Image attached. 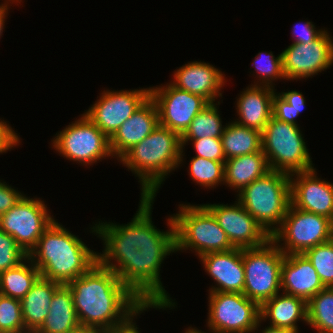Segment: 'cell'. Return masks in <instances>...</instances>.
<instances>
[{"mask_svg":"<svg viewBox=\"0 0 333 333\" xmlns=\"http://www.w3.org/2000/svg\"><path fill=\"white\" fill-rule=\"evenodd\" d=\"M154 199L141 196L131 222L120 225L99 221L91 231L105 245L103 253H98V261L112 270L140 302L176 306L160 281L161 264L170 253L177 252L175 222L171 215L167 219L170 228L167 231L153 225Z\"/></svg>","mask_w":333,"mask_h":333,"instance_id":"cell-1","label":"cell"},{"mask_svg":"<svg viewBox=\"0 0 333 333\" xmlns=\"http://www.w3.org/2000/svg\"><path fill=\"white\" fill-rule=\"evenodd\" d=\"M66 285L72 292L80 325L101 333L124 325L132 316L137 317L147 309L175 308L144 305L112 270L99 261Z\"/></svg>","mask_w":333,"mask_h":333,"instance_id":"cell-2","label":"cell"},{"mask_svg":"<svg viewBox=\"0 0 333 333\" xmlns=\"http://www.w3.org/2000/svg\"><path fill=\"white\" fill-rule=\"evenodd\" d=\"M28 258L41 277L66 285L98 262V253L54 220L38 239Z\"/></svg>","mask_w":333,"mask_h":333,"instance_id":"cell-3","label":"cell"},{"mask_svg":"<svg viewBox=\"0 0 333 333\" xmlns=\"http://www.w3.org/2000/svg\"><path fill=\"white\" fill-rule=\"evenodd\" d=\"M183 152L181 136L159 125L119 161L140 179L141 196L155 197L166 176L183 162Z\"/></svg>","mask_w":333,"mask_h":333,"instance_id":"cell-4","label":"cell"},{"mask_svg":"<svg viewBox=\"0 0 333 333\" xmlns=\"http://www.w3.org/2000/svg\"><path fill=\"white\" fill-rule=\"evenodd\" d=\"M237 196L236 200L271 236L280 227L291 204L290 175L270 170Z\"/></svg>","mask_w":333,"mask_h":333,"instance_id":"cell-5","label":"cell"},{"mask_svg":"<svg viewBox=\"0 0 333 333\" xmlns=\"http://www.w3.org/2000/svg\"><path fill=\"white\" fill-rule=\"evenodd\" d=\"M172 215L176 229V251L195 250L202 255L233 249L213 213L203 205L180 204Z\"/></svg>","mask_w":333,"mask_h":333,"instance_id":"cell-6","label":"cell"},{"mask_svg":"<svg viewBox=\"0 0 333 333\" xmlns=\"http://www.w3.org/2000/svg\"><path fill=\"white\" fill-rule=\"evenodd\" d=\"M261 140L262 151L271 170L291 175L314 168L298 125L272 116L261 132Z\"/></svg>","mask_w":333,"mask_h":333,"instance_id":"cell-7","label":"cell"},{"mask_svg":"<svg viewBox=\"0 0 333 333\" xmlns=\"http://www.w3.org/2000/svg\"><path fill=\"white\" fill-rule=\"evenodd\" d=\"M285 254L271 239L263 246L242 249L244 295L260 306L281 291V266Z\"/></svg>","mask_w":333,"mask_h":333,"instance_id":"cell-8","label":"cell"},{"mask_svg":"<svg viewBox=\"0 0 333 333\" xmlns=\"http://www.w3.org/2000/svg\"><path fill=\"white\" fill-rule=\"evenodd\" d=\"M332 238L333 221L331 219L297 209L291 204L280 227L271 235V240L285 255L304 254L308 249ZM282 241L284 242L281 243Z\"/></svg>","mask_w":333,"mask_h":333,"instance_id":"cell-9","label":"cell"},{"mask_svg":"<svg viewBox=\"0 0 333 333\" xmlns=\"http://www.w3.org/2000/svg\"><path fill=\"white\" fill-rule=\"evenodd\" d=\"M207 327L213 333H250L261 326L260 305L243 293L209 292Z\"/></svg>","mask_w":333,"mask_h":333,"instance_id":"cell-10","label":"cell"},{"mask_svg":"<svg viewBox=\"0 0 333 333\" xmlns=\"http://www.w3.org/2000/svg\"><path fill=\"white\" fill-rule=\"evenodd\" d=\"M56 135L52 139L53 148L70 161L89 166L113 157L110 139L84 114Z\"/></svg>","mask_w":333,"mask_h":333,"instance_id":"cell-11","label":"cell"},{"mask_svg":"<svg viewBox=\"0 0 333 333\" xmlns=\"http://www.w3.org/2000/svg\"><path fill=\"white\" fill-rule=\"evenodd\" d=\"M40 198L26 195L0 216V228L11 235L28 255L43 232L55 220Z\"/></svg>","mask_w":333,"mask_h":333,"instance_id":"cell-12","label":"cell"},{"mask_svg":"<svg viewBox=\"0 0 333 333\" xmlns=\"http://www.w3.org/2000/svg\"><path fill=\"white\" fill-rule=\"evenodd\" d=\"M149 97L150 87L119 91L104 90L99 99L83 114L110 139Z\"/></svg>","mask_w":333,"mask_h":333,"instance_id":"cell-13","label":"cell"},{"mask_svg":"<svg viewBox=\"0 0 333 333\" xmlns=\"http://www.w3.org/2000/svg\"><path fill=\"white\" fill-rule=\"evenodd\" d=\"M150 97L156 103L159 125L169 128L180 136L186 131L195 116L209 102L202 96L176 88L171 83L166 86L150 87Z\"/></svg>","mask_w":333,"mask_h":333,"instance_id":"cell-14","label":"cell"},{"mask_svg":"<svg viewBox=\"0 0 333 333\" xmlns=\"http://www.w3.org/2000/svg\"><path fill=\"white\" fill-rule=\"evenodd\" d=\"M281 54L286 80L312 77L332 66L333 39L325 30L313 42L292 43Z\"/></svg>","mask_w":333,"mask_h":333,"instance_id":"cell-15","label":"cell"},{"mask_svg":"<svg viewBox=\"0 0 333 333\" xmlns=\"http://www.w3.org/2000/svg\"><path fill=\"white\" fill-rule=\"evenodd\" d=\"M215 216L234 248H257L266 244L271 236L238 202L204 204Z\"/></svg>","mask_w":333,"mask_h":333,"instance_id":"cell-16","label":"cell"},{"mask_svg":"<svg viewBox=\"0 0 333 333\" xmlns=\"http://www.w3.org/2000/svg\"><path fill=\"white\" fill-rule=\"evenodd\" d=\"M315 169L290 175L291 205L333 221V183L318 178Z\"/></svg>","mask_w":333,"mask_h":333,"instance_id":"cell-17","label":"cell"},{"mask_svg":"<svg viewBox=\"0 0 333 333\" xmlns=\"http://www.w3.org/2000/svg\"><path fill=\"white\" fill-rule=\"evenodd\" d=\"M205 272L216 285L209 292L243 293L245 272L242 259V249L233 248L228 251L213 252L199 257Z\"/></svg>","mask_w":333,"mask_h":333,"instance_id":"cell-18","label":"cell"},{"mask_svg":"<svg viewBox=\"0 0 333 333\" xmlns=\"http://www.w3.org/2000/svg\"><path fill=\"white\" fill-rule=\"evenodd\" d=\"M174 81L170 83L178 89L205 98L209 103L222 97L221 89L225 85V76L212 64L193 61L176 69Z\"/></svg>","mask_w":333,"mask_h":333,"instance_id":"cell-19","label":"cell"},{"mask_svg":"<svg viewBox=\"0 0 333 333\" xmlns=\"http://www.w3.org/2000/svg\"><path fill=\"white\" fill-rule=\"evenodd\" d=\"M159 126L156 103L149 97L110 138L112 155L119 160Z\"/></svg>","mask_w":333,"mask_h":333,"instance_id":"cell-20","label":"cell"},{"mask_svg":"<svg viewBox=\"0 0 333 333\" xmlns=\"http://www.w3.org/2000/svg\"><path fill=\"white\" fill-rule=\"evenodd\" d=\"M325 286L304 254L285 255L281 266V291L308 302Z\"/></svg>","mask_w":333,"mask_h":333,"instance_id":"cell-21","label":"cell"},{"mask_svg":"<svg viewBox=\"0 0 333 333\" xmlns=\"http://www.w3.org/2000/svg\"><path fill=\"white\" fill-rule=\"evenodd\" d=\"M236 102L237 124L262 132L273 116L274 87L251 85L245 88Z\"/></svg>","mask_w":333,"mask_h":333,"instance_id":"cell-22","label":"cell"},{"mask_svg":"<svg viewBox=\"0 0 333 333\" xmlns=\"http://www.w3.org/2000/svg\"><path fill=\"white\" fill-rule=\"evenodd\" d=\"M281 294V295H280ZM261 321L270 320L271 327L298 332V321L307 323V302L297 296L278 293L260 306Z\"/></svg>","mask_w":333,"mask_h":333,"instance_id":"cell-23","label":"cell"},{"mask_svg":"<svg viewBox=\"0 0 333 333\" xmlns=\"http://www.w3.org/2000/svg\"><path fill=\"white\" fill-rule=\"evenodd\" d=\"M62 284L40 277L20 300L22 318L27 331H37L47 317L55 291Z\"/></svg>","mask_w":333,"mask_h":333,"instance_id":"cell-24","label":"cell"},{"mask_svg":"<svg viewBox=\"0 0 333 333\" xmlns=\"http://www.w3.org/2000/svg\"><path fill=\"white\" fill-rule=\"evenodd\" d=\"M224 169V183L236 192L271 170L262 150L225 160Z\"/></svg>","mask_w":333,"mask_h":333,"instance_id":"cell-25","label":"cell"},{"mask_svg":"<svg viewBox=\"0 0 333 333\" xmlns=\"http://www.w3.org/2000/svg\"><path fill=\"white\" fill-rule=\"evenodd\" d=\"M80 323L74 308L73 296L67 285H61L54 293L49 313L37 333H68Z\"/></svg>","mask_w":333,"mask_h":333,"instance_id":"cell-26","label":"cell"},{"mask_svg":"<svg viewBox=\"0 0 333 333\" xmlns=\"http://www.w3.org/2000/svg\"><path fill=\"white\" fill-rule=\"evenodd\" d=\"M221 142L226 160L262 150L261 132L234 121L226 123Z\"/></svg>","mask_w":333,"mask_h":333,"instance_id":"cell-27","label":"cell"},{"mask_svg":"<svg viewBox=\"0 0 333 333\" xmlns=\"http://www.w3.org/2000/svg\"><path fill=\"white\" fill-rule=\"evenodd\" d=\"M40 277V271L27 257L17 267L0 273V294L21 300Z\"/></svg>","mask_w":333,"mask_h":333,"instance_id":"cell-28","label":"cell"},{"mask_svg":"<svg viewBox=\"0 0 333 333\" xmlns=\"http://www.w3.org/2000/svg\"><path fill=\"white\" fill-rule=\"evenodd\" d=\"M218 103H209L201 110L181 135V140H198L201 138H221L225 128L222 125L221 116L218 111Z\"/></svg>","mask_w":333,"mask_h":333,"instance_id":"cell-29","label":"cell"},{"mask_svg":"<svg viewBox=\"0 0 333 333\" xmlns=\"http://www.w3.org/2000/svg\"><path fill=\"white\" fill-rule=\"evenodd\" d=\"M306 324L318 333H333V287H325L307 302Z\"/></svg>","mask_w":333,"mask_h":333,"instance_id":"cell-30","label":"cell"},{"mask_svg":"<svg viewBox=\"0 0 333 333\" xmlns=\"http://www.w3.org/2000/svg\"><path fill=\"white\" fill-rule=\"evenodd\" d=\"M224 162L194 156L189 164V175L194 182L206 189L224 184Z\"/></svg>","mask_w":333,"mask_h":333,"instance_id":"cell-31","label":"cell"},{"mask_svg":"<svg viewBox=\"0 0 333 333\" xmlns=\"http://www.w3.org/2000/svg\"><path fill=\"white\" fill-rule=\"evenodd\" d=\"M325 287H333V238L304 253Z\"/></svg>","mask_w":333,"mask_h":333,"instance_id":"cell-32","label":"cell"},{"mask_svg":"<svg viewBox=\"0 0 333 333\" xmlns=\"http://www.w3.org/2000/svg\"><path fill=\"white\" fill-rule=\"evenodd\" d=\"M252 66L255 69V73H257L256 74L257 78L259 77L258 79L259 81H256L257 83L254 82L255 84L251 85L274 87L273 81L277 79H283V80L286 79L283 73V63H282L281 53L277 57H275L272 51L268 53L259 52L258 55L255 56Z\"/></svg>","mask_w":333,"mask_h":333,"instance_id":"cell-33","label":"cell"},{"mask_svg":"<svg viewBox=\"0 0 333 333\" xmlns=\"http://www.w3.org/2000/svg\"><path fill=\"white\" fill-rule=\"evenodd\" d=\"M0 332H26L19 299L0 294Z\"/></svg>","mask_w":333,"mask_h":333,"instance_id":"cell-34","label":"cell"},{"mask_svg":"<svg viewBox=\"0 0 333 333\" xmlns=\"http://www.w3.org/2000/svg\"><path fill=\"white\" fill-rule=\"evenodd\" d=\"M27 257L16 240L0 228V273L17 267Z\"/></svg>","mask_w":333,"mask_h":333,"instance_id":"cell-35","label":"cell"},{"mask_svg":"<svg viewBox=\"0 0 333 333\" xmlns=\"http://www.w3.org/2000/svg\"><path fill=\"white\" fill-rule=\"evenodd\" d=\"M188 141L193 144L196 151L195 156L202 157L204 159L225 161V154L222 147L221 138H201L198 140H181L182 148L184 149Z\"/></svg>","mask_w":333,"mask_h":333,"instance_id":"cell-36","label":"cell"},{"mask_svg":"<svg viewBox=\"0 0 333 333\" xmlns=\"http://www.w3.org/2000/svg\"><path fill=\"white\" fill-rule=\"evenodd\" d=\"M297 30H301L300 34ZM324 31L325 29L316 30L315 25L310 21H306L302 24L297 23L292 30L293 43L309 44L316 40Z\"/></svg>","mask_w":333,"mask_h":333,"instance_id":"cell-37","label":"cell"},{"mask_svg":"<svg viewBox=\"0 0 333 333\" xmlns=\"http://www.w3.org/2000/svg\"><path fill=\"white\" fill-rule=\"evenodd\" d=\"M273 116L280 121L298 125L295 121V110L277 92L273 95Z\"/></svg>","mask_w":333,"mask_h":333,"instance_id":"cell-38","label":"cell"},{"mask_svg":"<svg viewBox=\"0 0 333 333\" xmlns=\"http://www.w3.org/2000/svg\"><path fill=\"white\" fill-rule=\"evenodd\" d=\"M24 194L0 180V216L17 204Z\"/></svg>","mask_w":333,"mask_h":333,"instance_id":"cell-39","label":"cell"},{"mask_svg":"<svg viewBox=\"0 0 333 333\" xmlns=\"http://www.w3.org/2000/svg\"><path fill=\"white\" fill-rule=\"evenodd\" d=\"M20 137L6 121L0 120V154L20 144Z\"/></svg>","mask_w":333,"mask_h":333,"instance_id":"cell-40","label":"cell"},{"mask_svg":"<svg viewBox=\"0 0 333 333\" xmlns=\"http://www.w3.org/2000/svg\"><path fill=\"white\" fill-rule=\"evenodd\" d=\"M279 95L288 103L290 104L293 109L295 110V120L299 116V114L303 111L306 100L303 97L302 92L297 90H289L287 92H281Z\"/></svg>","mask_w":333,"mask_h":333,"instance_id":"cell-41","label":"cell"},{"mask_svg":"<svg viewBox=\"0 0 333 333\" xmlns=\"http://www.w3.org/2000/svg\"><path fill=\"white\" fill-rule=\"evenodd\" d=\"M134 316H132L124 325L116 327L115 329H112L110 331L104 332V333H141L136 323L133 322Z\"/></svg>","mask_w":333,"mask_h":333,"instance_id":"cell-42","label":"cell"},{"mask_svg":"<svg viewBox=\"0 0 333 333\" xmlns=\"http://www.w3.org/2000/svg\"><path fill=\"white\" fill-rule=\"evenodd\" d=\"M11 1H12V3H11ZM13 4V2L14 3H21L22 1L20 0H6L5 2H4V4H1L0 5V36H2V33H3V29H4V25H5V19H6V15L8 14V11H9V9L8 8H10L9 6H8V4Z\"/></svg>","mask_w":333,"mask_h":333,"instance_id":"cell-43","label":"cell"},{"mask_svg":"<svg viewBox=\"0 0 333 333\" xmlns=\"http://www.w3.org/2000/svg\"><path fill=\"white\" fill-rule=\"evenodd\" d=\"M261 333H295V332L284 328L267 326L265 329L261 331Z\"/></svg>","mask_w":333,"mask_h":333,"instance_id":"cell-44","label":"cell"},{"mask_svg":"<svg viewBox=\"0 0 333 333\" xmlns=\"http://www.w3.org/2000/svg\"><path fill=\"white\" fill-rule=\"evenodd\" d=\"M68 333H101V332L90 327L80 326L77 329Z\"/></svg>","mask_w":333,"mask_h":333,"instance_id":"cell-45","label":"cell"},{"mask_svg":"<svg viewBox=\"0 0 333 333\" xmlns=\"http://www.w3.org/2000/svg\"><path fill=\"white\" fill-rule=\"evenodd\" d=\"M185 333H206V332L196 329V327L194 328L189 327L186 329Z\"/></svg>","mask_w":333,"mask_h":333,"instance_id":"cell-46","label":"cell"},{"mask_svg":"<svg viewBox=\"0 0 333 333\" xmlns=\"http://www.w3.org/2000/svg\"><path fill=\"white\" fill-rule=\"evenodd\" d=\"M24 333H37L35 331H27V332H24Z\"/></svg>","mask_w":333,"mask_h":333,"instance_id":"cell-47","label":"cell"}]
</instances>
